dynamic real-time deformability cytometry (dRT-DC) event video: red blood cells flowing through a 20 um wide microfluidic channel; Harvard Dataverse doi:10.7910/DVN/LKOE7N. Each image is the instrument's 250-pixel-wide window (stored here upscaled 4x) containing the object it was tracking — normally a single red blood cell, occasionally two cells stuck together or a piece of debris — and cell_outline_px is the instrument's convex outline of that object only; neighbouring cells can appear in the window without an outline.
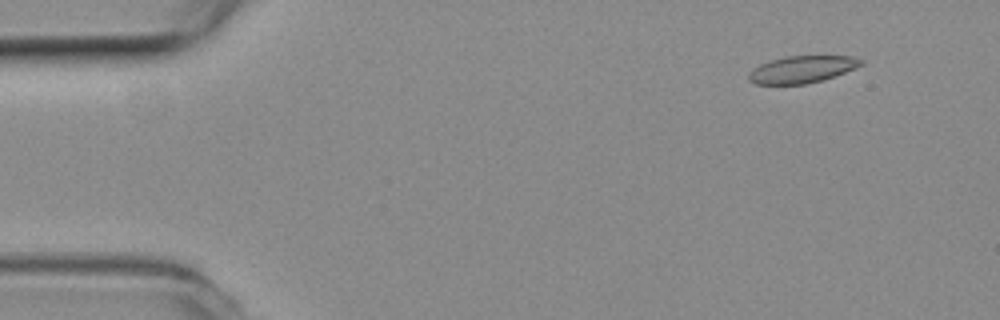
{"species": "common noctule bat (a hibernating species)", "species_latin": "Nyctalus noctula", "temperature_condition": "room temperature", "stored_images_in_passage": 5, "camera_frame_rate_fps": 3000, "um_per_image_px": 0.085, "animal": {"sex": "female", "body_mass_g": 19.3, "forearm_length_mm": 54.1}, "frame": {"image": 1, "passage_image": 2, "time_ms": 0.333, "image_size_px": [1000, 320], "cell_outline_px": [[864, 64], [856, 68], [824, 80], [804, 84], [756, 84], [748, 80], [748, 72], [752, 68], [760, 64], [784, 56], [852, 56], [864, 60]], "centroid_in_image_um": [68.17, 5.89], "position_along_channel_um": 16.8, "area_um2": 17.86}}